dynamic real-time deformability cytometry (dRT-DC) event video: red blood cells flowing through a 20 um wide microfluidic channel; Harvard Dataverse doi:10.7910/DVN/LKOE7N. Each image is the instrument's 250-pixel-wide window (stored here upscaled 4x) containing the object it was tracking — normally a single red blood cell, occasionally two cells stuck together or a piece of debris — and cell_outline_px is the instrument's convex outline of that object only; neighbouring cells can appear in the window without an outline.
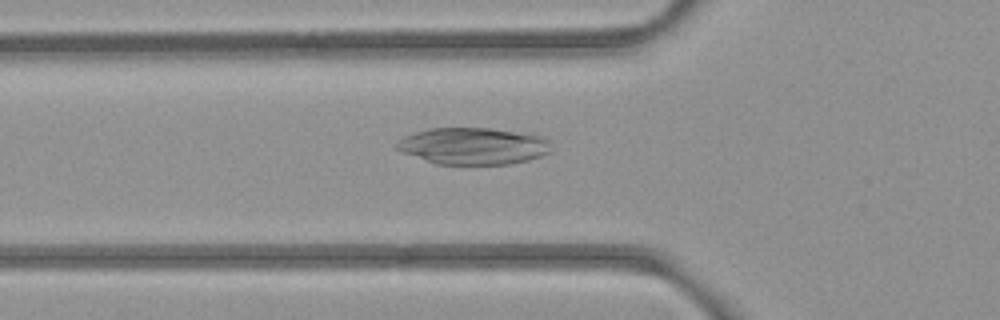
{"species": "common noctule bat (a hibernating species)", "species_latin": "Nyctalus noctula", "temperature_condition": "room temperature", "stored_images_in_passage": 45, "camera_frame_rate_fps": 3000, "um_per_image_px": 0.085, "animal": {"sex": "female", "body_mass_g": 21.9}, "frame": {"image": 1, "passage_image": 11, "time_ms": 3.333, "image_size_px": [1000, 320], "cell_outline_px": [[552, 152], [528, 160], [508, 164], [436, 164], [400, 152], [396, 148], [396, 144], [404, 136], [416, 132], [432, 128], [492, 128], [544, 136], [548, 140]], "centroid_in_image_um": [40.23, 12.41], "position_along_channel_um": 85.6, "area_um2": 33.18}}
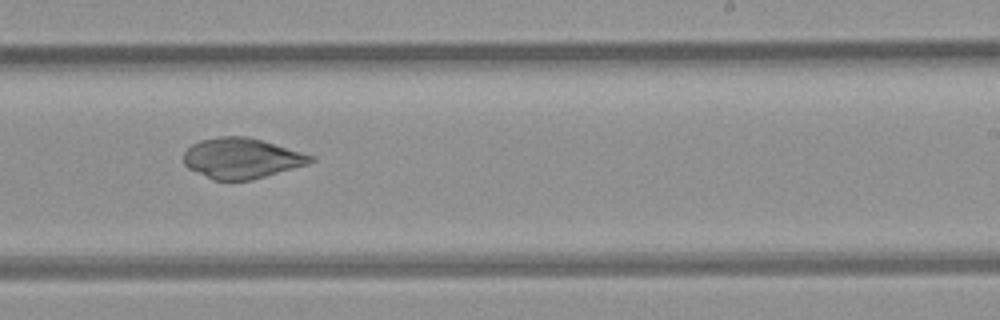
{"frame": {"image": 2, "passage_image": 25, "time_ms": 8.0, "image_size_px": [1000, 320], "cell_outline_px": [[316, 160], [308, 164], [252, 180], [212, 180], [188, 168], [184, 164], [184, 152], [192, 144], [200, 140], [220, 136], [248, 136], [316, 156]], "centroid_in_image_um": [20.55, 13.45], "position_along_channel_um": 268.5, "area_um2": 30.0}}
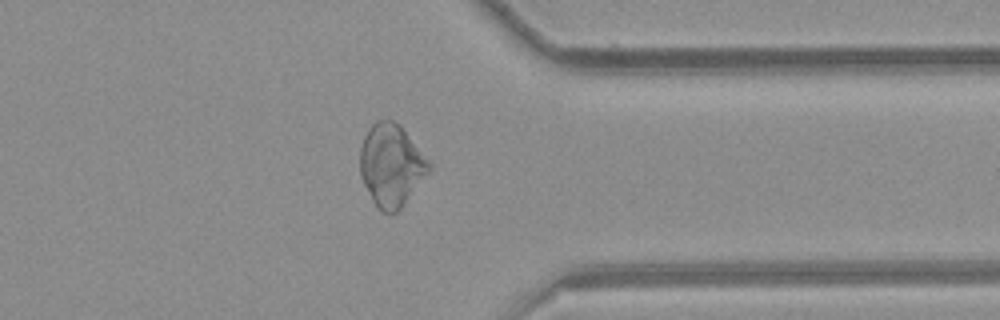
{"frame": {"image": 3, "passage_image": 34, "time_ms": 11.0, "image_size_px": [1000, 320], "cell_outline_px": [[432, 168], [400, 208], [396, 212], [380, 212], [372, 200], [360, 176], [360, 148], [364, 136], [368, 128], [376, 120], [392, 120], [400, 124], [432, 164]], "centroid_in_image_um": [33.24, 14.02], "position_along_channel_um": 378.2, "area_um2": 32.95}}